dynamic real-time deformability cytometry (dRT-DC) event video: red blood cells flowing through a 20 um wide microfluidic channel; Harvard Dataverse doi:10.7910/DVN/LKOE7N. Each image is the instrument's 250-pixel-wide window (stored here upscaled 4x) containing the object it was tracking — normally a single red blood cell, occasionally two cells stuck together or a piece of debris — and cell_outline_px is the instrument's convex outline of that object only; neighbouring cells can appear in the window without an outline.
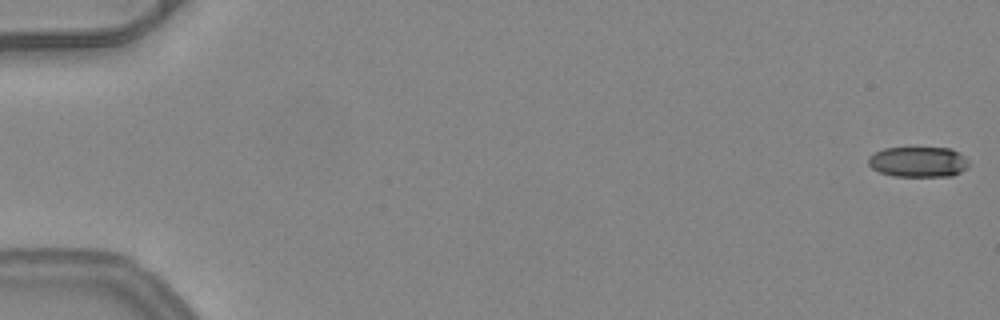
{"species": "common noctule bat (a hibernating species)", "species_latin": "Nyctalus noctula", "temperature_condition": "warm", "stored_images_in_passage": 9, "camera_frame_rate_fps": 3000, "um_per_image_px": 0.085, "animal": {"sex": "female", "body_mass_g": 24.6, "forearm_length_mm": 56.2}, "frame": {"image": 1, "passage_image": 1, "time_ms": 0.0, "image_size_px": [1000, 320], "cell_outline_px": [[968, 168], [952, 176], [892, 176], [880, 172], [872, 168], [868, 164], [868, 156], [884, 148], [952, 148], [964, 156], [968, 160]], "centroid_in_image_um": [78.06, 13.76], "position_along_channel_um": 6.9, "area_um2": 17.86}}